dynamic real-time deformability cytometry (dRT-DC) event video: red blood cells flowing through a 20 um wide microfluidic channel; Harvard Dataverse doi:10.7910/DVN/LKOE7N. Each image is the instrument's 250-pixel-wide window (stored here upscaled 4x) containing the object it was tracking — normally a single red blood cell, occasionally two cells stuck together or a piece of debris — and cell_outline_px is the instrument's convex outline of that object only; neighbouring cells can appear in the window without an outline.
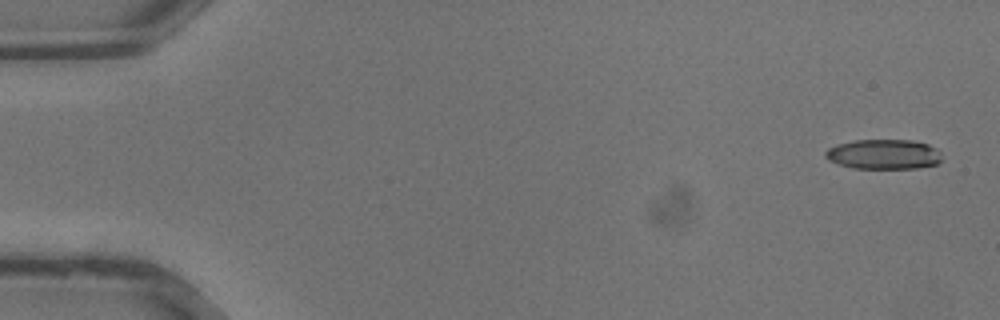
{"species": "common noctule bat (a hibernating species)", "species_latin": "Nyctalus noctula", "temperature_condition": "warm", "stored_images_in_passage": 11, "camera_frame_rate_fps": 3000, "um_per_image_px": 0.085, "animal": {"sex": "male", "body_mass_g": 13.3}, "frame": {"image": 1, "passage_image": 1, "time_ms": 0.0, "image_size_px": [1000, 320], "cell_outline_px": [[940, 160], [936, 164], [916, 168], [852, 168], [828, 160], [824, 156], [824, 152], [828, 148], [840, 144], [856, 140], [912, 140], [928, 144], [936, 148], [940, 152]], "centroid_in_image_um": [75.1, 13.11], "position_along_channel_um": 9.9, "area_um2": 20.11}}
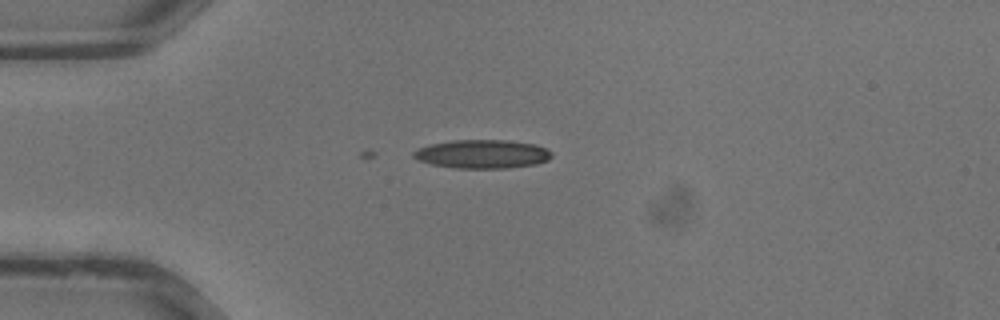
{"frame": {"image": 2, "passage_image": 9, "time_ms": 2.667, "image_size_px": [1000, 320], "cell_outline_px": [[552, 156], [548, 160], [536, 164], [508, 168], [456, 168], [432, 164], [416, 160], [412, 156], [412, 152], [420, 148], [432, 144], [452, 140], [508, 140], [536, 144], [552, 152]], "centroid_in_image_um": [41.0, 13.09], "position_along_channel_um": 44.0, "area_um2": 23.06}}